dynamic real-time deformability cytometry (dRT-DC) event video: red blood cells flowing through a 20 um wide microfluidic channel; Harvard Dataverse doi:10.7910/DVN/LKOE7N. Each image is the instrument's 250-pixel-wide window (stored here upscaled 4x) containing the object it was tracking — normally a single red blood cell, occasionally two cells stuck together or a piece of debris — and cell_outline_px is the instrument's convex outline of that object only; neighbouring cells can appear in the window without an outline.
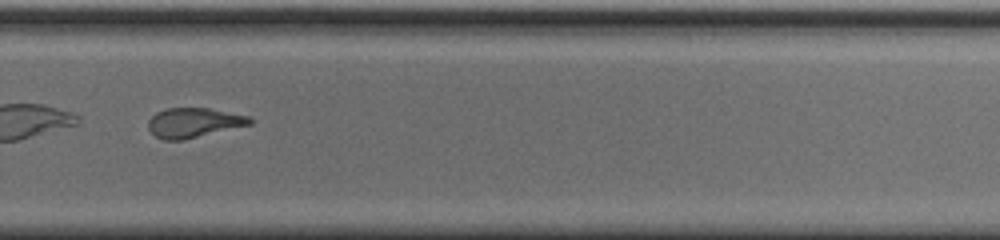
{"species": "common noctule bat (a hibernating species)", "species_latin": "Nyctalus noctula", "temperature_condition": "cold", "stored_images_in_passage": 37, "camera_frame_rate_fps": 3000, "um_per_image_px": 0.085, "animal": {"sex": "male", "body_mass_g": 20.0, "forearm_length_mm": 53.3}, "frame": {"image": 1, "passage_image": 22, "time_ms": 7.0, "image_size_px": [1000, 240], "cell_outline_px": [[252, 124], [184, 140], [164, 140], [156, 136], [148, 128], [148, 120], [156, 112], [168, 108], [212, 108], [248, 116], [252, 120]], "centroid_in_image_um": [16.47, 10.42], "position_along_channel_um": 313.3, "area_um2": 17.57}, "authors_computed_cell_mechanics": {"area_um2": 18.3804, "velocity_mm_per_s": 3.753, "shape_relaxation_time_tau1_ms": 4.6984, "shape_relaxation_time_tau2_ms": 5.7596, "deformation_change_tau1": 0.166, "deformation_change_tau2": 0.1265}}